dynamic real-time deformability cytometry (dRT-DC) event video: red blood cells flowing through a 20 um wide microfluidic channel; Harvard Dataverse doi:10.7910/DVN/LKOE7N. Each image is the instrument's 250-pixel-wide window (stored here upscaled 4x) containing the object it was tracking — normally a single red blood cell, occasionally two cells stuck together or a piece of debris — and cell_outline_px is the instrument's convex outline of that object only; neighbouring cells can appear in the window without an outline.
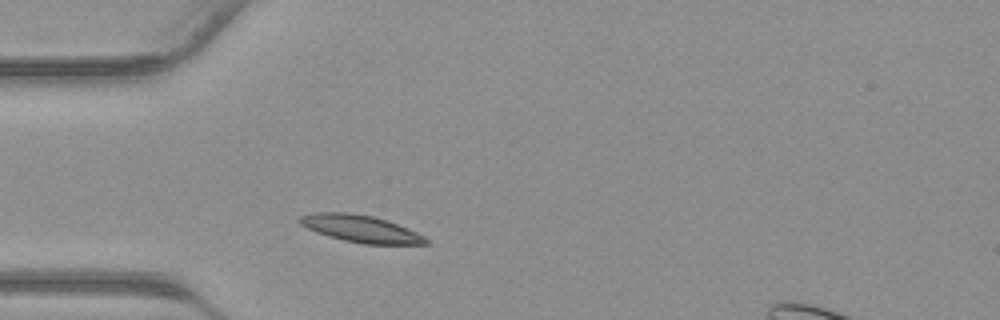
{"species": "common noctule bat (a hibernating species)", "species_latin": "Nyctalus noctula", "temperature_condition": "warm", "stored_images_in_passage": 24, "camera_frame_rate_fps": 3000, "um_per_image_px": 0.085, "animal": {"sex": "male", "body_mass_g": 23.1, "forearm_length_mm": 52.7}, "frame": {"image": 1, "passage_image": 1, "time_ms": 0.0, "image_size_px": [1000, 320], "cell_outline_px": [[432, 244], [364, 244], [344, 240], [328, 236], [316, 232], [300, 224], [296, 220], [300, 216], [316, 212], [348, 212], [372, 216], [396, 224], [416, 232], [432, 240]], "centroid_in_image_um": [30.66, 19.45], "position_along_channel_um": 54.3, "area_um2": 19.88}}
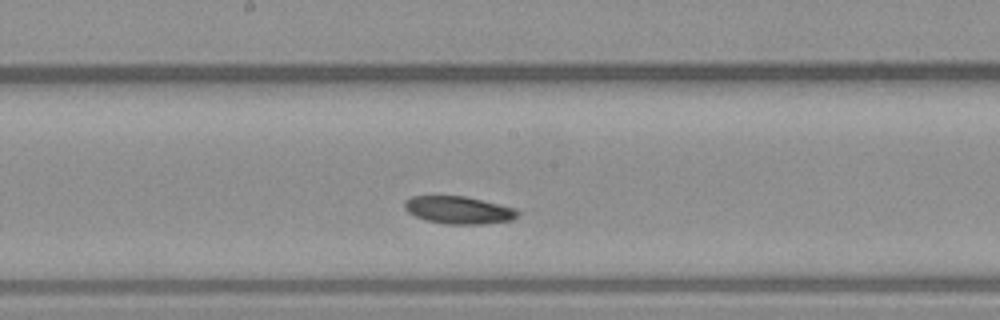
{"frame": {"image": 2, "passage_image": 11, "time_ms": 3.333, "image_size_px": [1000, 320], "cell_outline_px": [[520, 212], [512, 220], [480, 224], [444, 224], [428, 220], [416, 216], [408, 212], [404, 208], [404, 200], [412, 196], [464, 196], [516, 208]], "centroid_in_image_um": [38.97, 17.85], "position_along_channel_um": 209.2, "area_um2": 18.03}}
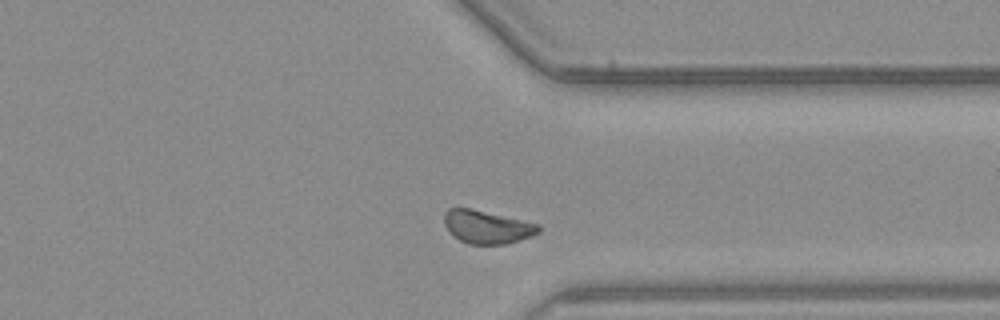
{"frame": {"image": 3, "passage_image": 21, "time_ms": 6.667, "image_size_px": [1000, 320], "cell_outline_px": [[540, 232], [532, 236], [508, 244], [468, 244], [452, 236], [448, 232], [444, 224], [444, 212], [448, 208], [472, 208], [540, 224]], "centroid_in_image_um": [41.38, 19.29], "position_along_channel_um": 370.0, "area_um2": 18.5}}